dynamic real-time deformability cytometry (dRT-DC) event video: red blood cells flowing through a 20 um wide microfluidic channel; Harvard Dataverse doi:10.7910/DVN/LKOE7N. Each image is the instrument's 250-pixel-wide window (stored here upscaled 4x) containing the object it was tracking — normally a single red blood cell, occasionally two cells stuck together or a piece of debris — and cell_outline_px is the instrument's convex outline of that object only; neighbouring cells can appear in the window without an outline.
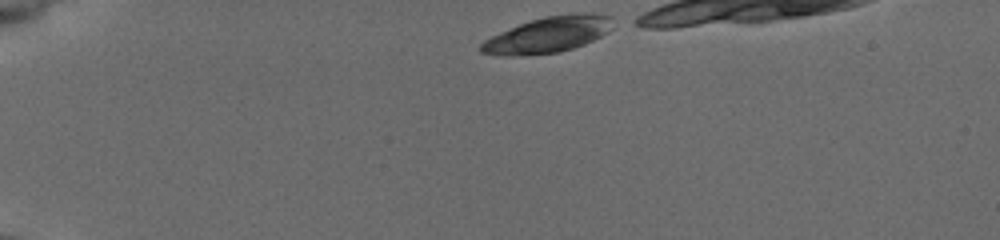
{"species": "common noctule bat (a hibernating species)", "species_latin": "Nyctalus noctula", "temperature_condition": "cold", "stored_images_in_passage": 17, "camera_frame_rate_fps": 3000, "um_per_image_px": 0.085, "animal": {"sex": "female", "body_mass_g": 19.5, "forearm_length_mm": 54.1}, "frame": {"image": 1, "passage_image": 1, "time_ms": 0.0, "image_size_px": [1000, 240], "cell_outline_px": [[620, 24], [608, 32], [584, 44], [560, 52], [512, 56], [500, 56], [480, 52], [480, 44], [484, 40], [500, 32], [520, 24], [544, 16], [580, 12], [592, 12], [612, 16], [620, 20]], "centroid_in_image_um": [46.71, 2.92], "position_along_channel_um": 38.3, "area_um2": 28.09}}